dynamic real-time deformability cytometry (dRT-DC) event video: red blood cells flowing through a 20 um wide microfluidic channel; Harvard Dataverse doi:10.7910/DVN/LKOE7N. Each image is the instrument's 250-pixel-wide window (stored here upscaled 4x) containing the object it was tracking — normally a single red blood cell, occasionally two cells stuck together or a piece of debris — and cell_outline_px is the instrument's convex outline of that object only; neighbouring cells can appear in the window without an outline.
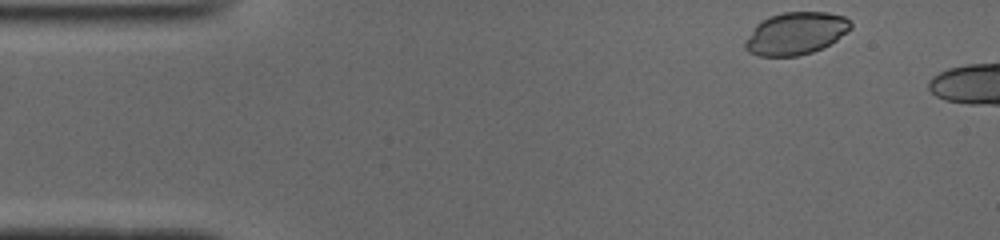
{"species": "common noctule bat (a hibernating species)", "species_latin": "Nyctalus noctula", "temperature_condition": "cold", "stored_images_in_passage": 41, "camera_frame_rate_fps": 3000, "um_per_image_px": 0.085, "animal": {"sex": "male", "body_mass_g": 19.0, "forearm_length_mm": 50.8}, "frame": {"image": 1, "passage_image": 1, "time_ms": 0.0, "image_size_px": [1000, 240], "cell_outline_px": [[852, 28], [848, 32], [836, 40], [812, 52], [796, 56], [760, 56], [748, 52], [744, 48], [744, 44], [756, 24], [760, 20], [768, 16], [784, 12], [828, 12], [844, 16], [852, 24]], "centroid_in_image_um": [67.63, 2.83], "position_along_channel_um": 17.4, "area_um2": 26.07}}
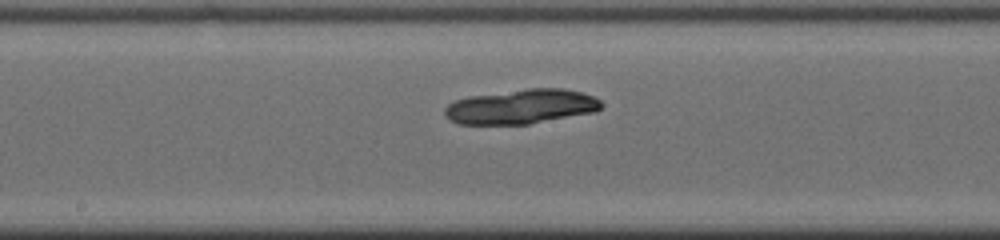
{"frame": {"image": 2, "passage_image": 22, "time_ms": 7.0, "image_size_px": [1000, 240], "cell_outline_px": [[604, 104], [596, 112], [528, 124], [456, 124], [448, 120], [444, 116], [444, 108], [448, 104], [456, 100], [468, 96], [528, 88], [564, 88], [584, 92], [600, 100]], "centroid_in_image_um": [44.3, 9.06], "position_along_channel_um": 203.9, "area_um2": 31.91}}
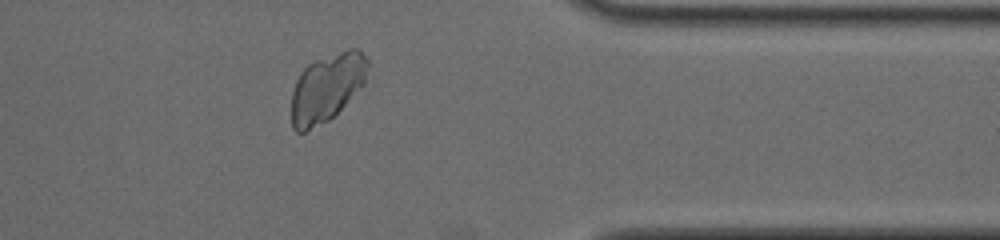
{"frame": {"image": 3, "passage_image": 37, "time_ms": 12.0, "image_size_px": [1000, 240], "cell_outline_px": [[368, 64], [364, 84], [328, 120], [304, 132], [296, 132], [292, 128], [292, 92], [296, 80], [300, 72], [308, 64], [316, 60], [348, 48], [360, 48], [368, 60]], "centroid_in_image_um": [27.77, 7.42], "position_along_channel_um": 383.6, "area_um2": 29.94}}